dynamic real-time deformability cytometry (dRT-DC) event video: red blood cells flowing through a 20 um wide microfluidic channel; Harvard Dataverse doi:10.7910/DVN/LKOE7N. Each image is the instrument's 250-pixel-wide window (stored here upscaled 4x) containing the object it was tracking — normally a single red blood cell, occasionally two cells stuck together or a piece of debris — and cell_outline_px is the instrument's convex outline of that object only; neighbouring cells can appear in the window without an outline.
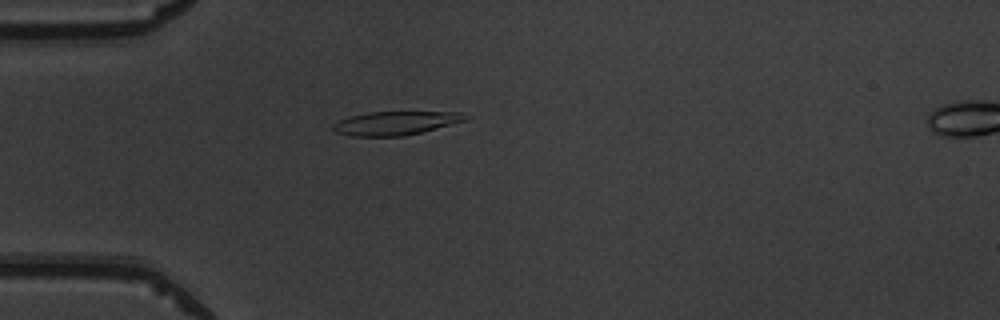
{"species": "common noctule bat (a hibernating species)", "species_latin": "Nyctalus noctula", "temperature_condition": "warm", "stored_images_in_passage": 52, "camera_frame_rate_fps": 3000, "um_per_image_px": 0.085, "animal": {"sex": "male", "body_mass_g": 19.5, "forearm_length_mm": 54.6}, "frame": {"image": 1, "passage_image": 15, "time_ms": 4.667, "image_size_px": [1000, 320], "cell_outline_px": [[468, 120], [404, 136], [352, 136], [336, 132], [332, 128], [332, 124], [340, 120], [352, 116], [368, 112], [464, 112], [468, 116]], "centroid_in_image_um": [33.64, 10.46], "position_along_channel_um": 51.4, "area_um2": 18.09}}
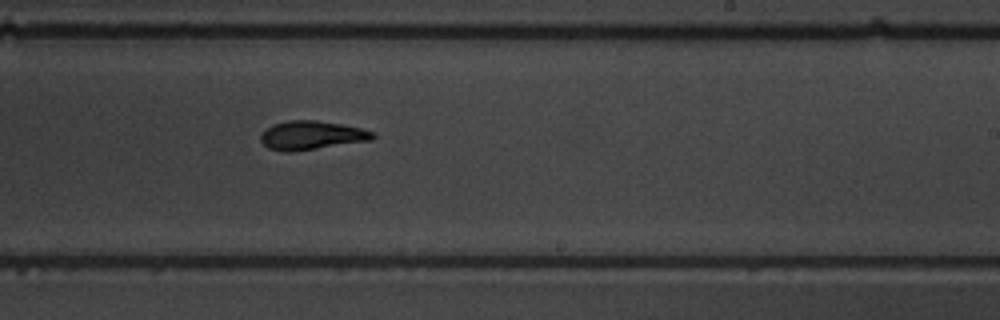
{"frame": {"image": 2, "passage_image": 32, "time_ms": 10.333, "image_size_px": [1000, 320], "cell_outline_px": [[376, 136], [372, 140], [292, 152], [284, 152], [268, 148], [260, 140], [260, 136], [264, 128], [272, 124], [288, 120], [316, 120], [340, 124], [360, 128], [376, 132]], "centroid_in_image_um": [26.46, 11.5], "position_along_channel_um": 262.5, "area_um2": 18.96}}
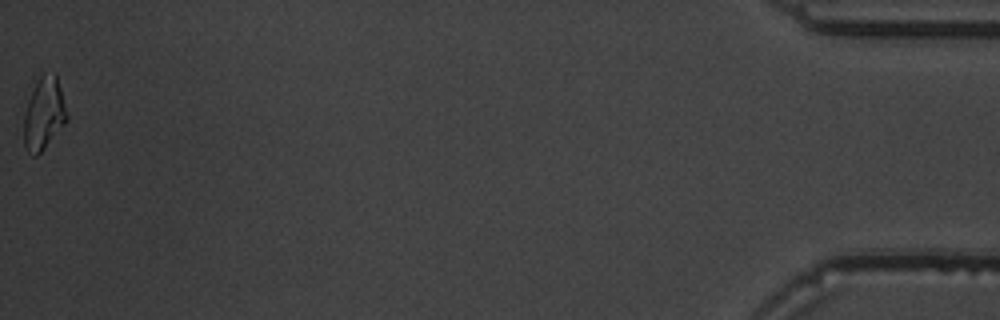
{"frame": {"image": 3, "passage_image": 52, "time_ms": 17.0, "image_size_px": [1000, 320], "cell_outline_px": [[68, 120], [40, 152], [36, 156], [32, 156], [28, 152], [24, 144], [24, 116], [28, 100], [32, 88], [40, 76], [44, 72], [56, 72], [68, 116]], "centroid_in_image_um": [3.73, 9.62], "position_along_channel_um": 431.5, "area_um2": 18.09}, "authors_computed_cell_mechanics": {"area_um2": 18.5538, "velocity_mm_per_s": 3.9454, "shape_relaxation_time_tau1_ms": 4.92, "shape_relaxation_time_tau2_ms": 3.2911, "deformation_change_tau1": 0.2241, "deformation_change_tau2": 0.1257}}